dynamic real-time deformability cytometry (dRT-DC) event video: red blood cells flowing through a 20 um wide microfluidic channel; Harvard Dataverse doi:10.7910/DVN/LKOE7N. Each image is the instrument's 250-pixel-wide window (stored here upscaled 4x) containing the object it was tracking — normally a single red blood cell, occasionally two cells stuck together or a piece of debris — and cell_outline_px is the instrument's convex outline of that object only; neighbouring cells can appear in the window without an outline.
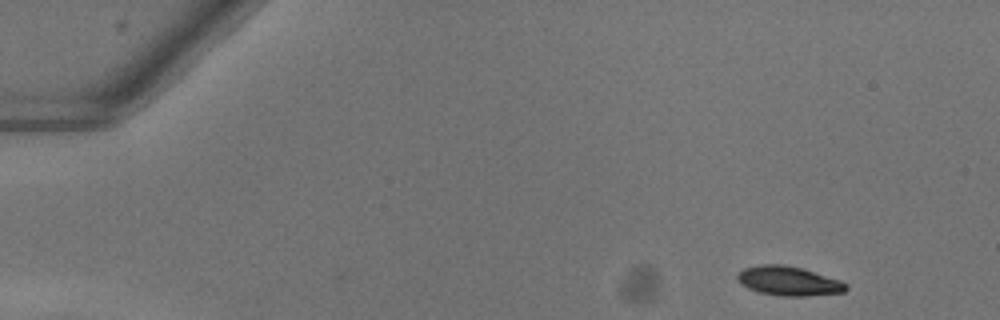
{"species": "common noctule bat (a hibernating species)", "species_latin": "Nyctalus noctula", "temperature_condition": "warm", "stored_images_in_passage": 7, "camera_frame_rate_fps": 3000, "um_per_image_px": 0.085, "animal": {"sex": "female"}, "frame": {"image": 1, "passage_image": 1, "time_ms": 0.0, "image_size_px": [1000, 320], "cell_outline_px": [[848, 288], [844, 292], [808, 296], [780, 296], [756, 292], [740, 284], [736, 280], [736, 276], [744, 268], [760, 264], [784, 264], [800, 268], [840, 280], [848, 284]], "centroid_in_image_um": [67.0, 23.89], "position_along_channel_um": 18.0, "area_um2": 18.67}}